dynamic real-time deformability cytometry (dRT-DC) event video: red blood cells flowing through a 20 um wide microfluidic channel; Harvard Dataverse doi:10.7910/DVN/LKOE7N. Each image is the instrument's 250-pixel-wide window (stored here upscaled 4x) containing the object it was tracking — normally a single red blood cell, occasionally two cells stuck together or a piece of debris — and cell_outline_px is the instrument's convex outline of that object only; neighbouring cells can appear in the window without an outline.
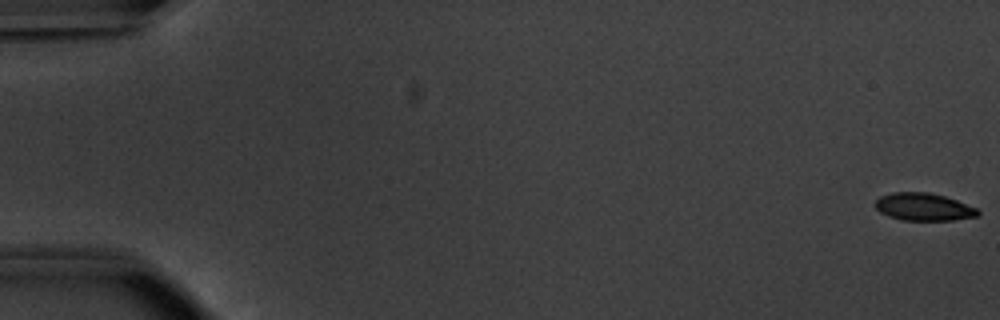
{"species": "common noctule bat (a hibernating species)", "species_latin": "Nyctalus noctula", "temperature_condition": "warm", "stored_images_in_passage": 54, "camera_frame_rate_fps": 3000, "um_per_image_px": 0.085, "animal": {"sex": "male", "body_mass_g": 20.1, "forearm_length_mm": 53.5}, "frame": {"image": 1, "passage_image": 1, "time_ms": 0.0, "image_size_px": [1000, 320], "cell_outline_px": [[980, 216], [952, 220], [904, 220], [888, 216], [880, 212], [872, 204], [880, 196], [892, 192], [928, 192], [944, 196], [956, 200], [976, 208], [980, 212]], "centroid_in_image_um": [78.48, 17.58], "position_along_channel_um": 6.5, "area_um2": 16.53}}
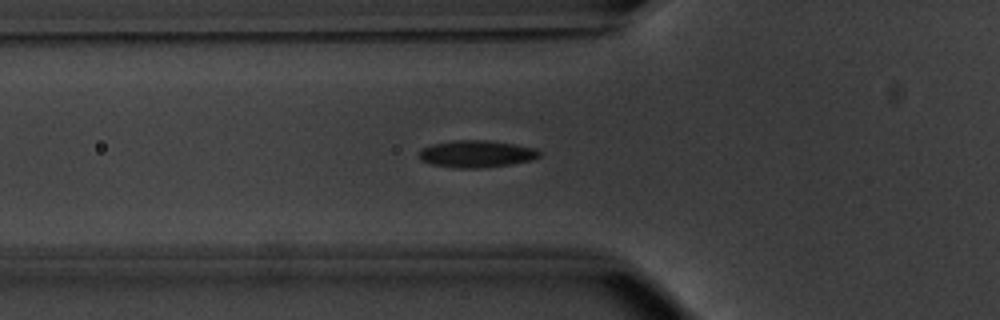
{"frame": {"image": 2, "passage_image": 20, "time_ms": 6.333, "image_size_px": [1000, 320], "cell_outline_px": [[540, 156], [532, 160], [512, 164], [480, 168], [460, 168], [432, 164], [420, 160], [420, 148], [432, 144], [452, 140], [492, 140], [516, 144], [536, 148], [540, 152]], "centroid_in_image_um": [40.52, 13.07], "position_along_channel_um": 85.3, "area_um2": 19.13}}
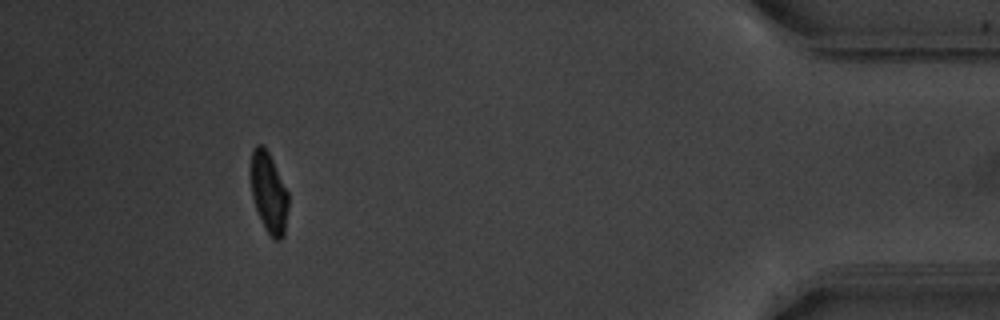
{"frame": {"image": 3, "passage_image": 50, "time_ms": 16.333, "image_size_px": [1000, 320], "cell_outline_px": [[288, 208], [284, 236], [280, 240], [276, 240], [264, 228], [256, 208], [252, 196], [248, 176], [248, 172], [252, 148], [256, 144], [264, 144], [288, 192]], "centroid_in_image_um": [22.8, 16.31], "position_along_channel_um": 412.4, "area_um2": 18.03}, "authors_computed_cell_mechanics": {"area_um2": 18.0914, "velocity_mm_per_s": 3.8147, "shape_relaxation_time_tau1_ms": 3.2704, "shape_relaxation_time_tau2_ms": 1.0149, "deformation_change_tau1": 0.1532, "deformation_change_tau2": 0.0599}}